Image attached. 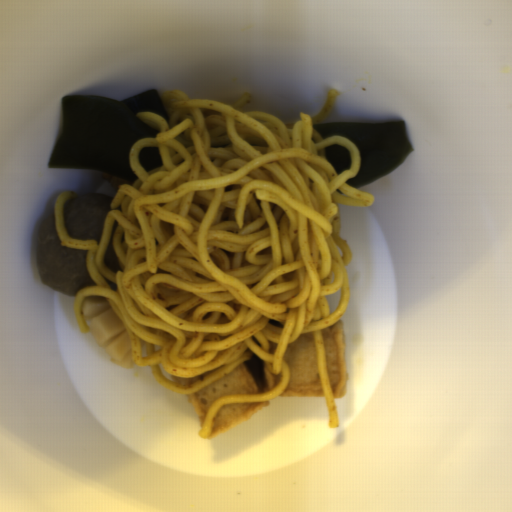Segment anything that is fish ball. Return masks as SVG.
<instances>
[{"mask_svg":"<svg viewBox=\"0 0 512 512\" xmlns=\"http://www.w3.org/2000/svg\"><path fill=\"white\" fill-rule=\"evenodd\" d=\"M269 392L266 363L255 355L248 361L204 388L188 393L200 426L215 400L227 395L265 394Z\"/></svg>","mask_w":512,"mask_h":512,"instance_id":"1","label":"fish ball"},{"mask_svg":"<svg viewBox=\"0 0 512 512\" xmlns=\"http://www.w3.org/2000/svg\"><path fill=\"white\" fill-rule=\"evenodd\" d=\"M282 358L290 378L284 391L276 397L325 399L313 333L301 334L289 343Z\"/></svg>","mask_w":512,"mask_h":512,"instance_id":"2","label":"fish ball"},{"mask_svg":"<svg viewBox=\"0 0 512 512\" xmlns=\"http://www.w3.org/2000/svg\"><path fill=\"white\" fill-rule=\"evenodd\" d=\"M331 394L338 399L347 394L349 369L345 329L341 318L321 330Z\"/></svg>","mask_w":512,"mask_h":512,"instance_id":"3","label":"fish ball"},{"mask_svg":"<svg viewBox=\"0 0 512 512\" xmlns=\"http://www.w3.org/2000/svg\"><path fill=\"white\" fill-rule=\"evenodd\" d=\"M270 403L268 400L234 402L222 405L211 421V436L233 429Z\"/></svg>","mask_w":512,"mask_h":512,"instance_id":"4","label":"fish ball"}]
</instances>
